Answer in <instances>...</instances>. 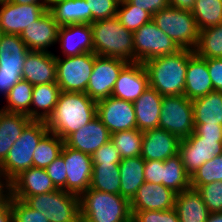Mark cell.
Segmentation results:
<instances>
[{
  "instance_id": "cell-54",
  "label": "cell",
  "mask_w": 222,
  "mask_h": 222,
  "mask_svg": "<svg viewBox=\"0 0 222 222\" xmlns=\"http://www.w3.org/2000/svg\"><path fill=\"white\" fill-rule=\"evenodd\" d=\"M196 0H168L169 6L192 11Z\"/></svg>"
},
{
  "instance_id": "cell-47",
  "label": "cell",
  "mask_w": 222,
  "mask_h": 222,
  "mask_svg": "<svg viewBox=\"0 0 222 222\" xmlns=\"http://www.w3.org/2000/svg\"><path fill=\"white\" fill-rule=\"evenodd\" d=\"M47 174L52 183L57 189L66 191V165L63 156L60 154L49 166L46 168Z\"/></svg>"
},
{
  "instance_id": "cell-43",
  "label": "cell",
  "mask_w": 222,
  "mask_h": 222,
  "mask_svg": "<svg viewBox=\"0 0 222 222\" xmlns=\"http://www.w3.org/2000/svg\"><path fill=\"white\" fill-rule=\"evenodd\" d=\"M197 191L210 213L222 212V181L201 185Z\"/></svg>"
},
{
  "instance_id": "cell-26",
  "label": "cell",
  "mask_w": 222,
  "mask_h": 222,
  "mask_svg": "<svg viewBox=\"0 0 222 222\" xmlns=\"http://www.w3.org/2000/svg\"><path fill=\"white\" fill-rule=\"evenodd\" d=\"M29 51L19 35L3 34L0 40V72L22 73Z\"/></svg>"
},
{
  "instance_id": "cell-25",
  "label": "cell",
  "mask_w": 222,
  "mask_h": 222,
  "mask_svg": "<svg viewBox=\"0 0 222 222\" xmlns=\"http://www.w3.org/2000/svg\"><path fill=\"white\" fill-rule=\"evenodd\" d=\"M163 96L148 87L134 104L137 129L142 132L158 128Z\"/></svg>"
},
{
  "instance_id": "cell-55",
  "label": "cell",
  "mask_w": 222,
  "mask_h": 222,
  "mask_svg": "<svg viewBox=\"0 0 222 222\" xmlns=\"http://www.w3.org/2000/svg\"><path fill=\"white\" fill-rule=\"evenodd\" d=\"M9 2L17 4H36V3H47V0H9Z\"/></svg>"
},
{
  "instance_id": "cell-51",
  "label": "cell",
  "mask_w": 222,
  "mask_h": 222,
  "mask_svg": "<svg viewBox=\"0 0 222 222\" xmlns=\"http://www.w3.org/2000/svg\"><path fill=\"white\" fill-rule=\"evenodd\" d=\"M22 80V73L0 72V97L5 99L9 90Z\"/></svg>"
},
{
  "instance_id": "cell-3",
  "label": "cell",
  "mask_w": 222,
  "mask_h": 222,
  "mask_svg": "<svg viewBox=\"0 0 222 222\" xmlns=\"http://www.w3.org/2000/svg\"><path fill=\"white\" fill-rule=\"evenodd\" d=\"M94 53L134 62L133 32L126 29L115 16L90 23Z\"/></svg>"
},
{
  "instance_id": "cell-13",
  "label": "cell",
  "mask_w": 222,
  "mask_h": 222,
  "mask_svg": "<svg viewBox=\"0 0 222 222\" xmlns=\"http://www.w3.org/2000/svg\"><path fill=\"white\" fill-rule=\"evenodd\" d=\"M60 154L66 165V192L80 197L90 188L93 170L91 155L68 147L65 143Z\"/></svg>"
},
{
  "instance_id": "cell-40",
  "label": "cell",
  "mask_w": 222,
  "mask_h": 222,
  "mask_svg": "<svg viewBox=\"0 0 222 222\" xmlns=\"http://www.w3.org/2000/svg\"><path fill=\"white\" fill-rule=\"evenodd\" d=\"M116 17L126 29L132 32L138 30L153 18L149 12L135 7L128 0L119 1Z\"/></svg>"
},
{
  "instance_id": "cell-6",
  "label": "cell",
  "mask_w": 222,
  "mask_h": 222,
  "mask_svg": "<svg viewBox=\"0 0 222 222\" xmlns=\"http://www.w3.org/2000/svg\"><path fill=\"white\" fill-rule=\"evenodd\" d=\"M152 20L180 49L195 50L199 29L191 11L168 6L154 14Z\"/></svg>"
},
{
  "instance_id": "cell-23",
  "label": "cell",
  "mask_w": 222,
  "mask_h": 222,
  "mask_svg": "<svg viewBox=\"0 0 222 222\" xmlns=\"http://www.w3.org/2000/svg\"><path fill=\"white\" fill-rule=\"evenodd\" d=\"M56 57L53 53L29 51L26 55L22 79L33 86L56 83Z\"/></svg>"
},
{
  "instance_id": "cell-59",
  "label": "cell",
  "mask_w": 222,
  "mask_h": 222,
  "mask_svg": "<svg viewBox=\"0 0 222 222\" xmlns=\"http://www.w3.org/2000/svg\"><path fill=\"white\" fill-rule=\"evenodd\" d=\"M3 31H2V28L0 27V40H1V37L3 36Z\"/></svg>"
},
{
  "instance_id": "cell-49",
  "label": "cell",
  "mask_w": 222,
  "mask_h": 222,
  "mask_svg": "<svg viewBox=\"0 0 222 222\" xmlns=\"http://www.w3.org/2000/svg\"><path fill=\"white\" fill-rule=\"evenodd\" d=\"M207 68L213 90L222 92V58L207 59Z\"/></svg>"
},
{
  "instance_id": "cell-27",
  "label": "cell",
  "mask_w": 222,
  "mask_h": 222,
  "mask_svg": "<svg viewBox=\"0 0 222 222\" xmlns=\"http://www.w3.org/2000/svg\"><path fill=\"white\" fill-rule=\"evenodd\" d=\"M31 121L25 114L8 112L0 108V164Z\"/></svg>"
},
{
  "instance_id": "cell-42",
  "label": "cell",
  "mask_w": 222,
  "mask_h": 222,
  "mask_svg": "<svg viewBox=\"0 0 222 222\" xmlns=\"http://www.w3.org/2000/svg\"><path fill=\"white\" fill-rule=\"evenodd\" d=\"M120 0H86L88 7V24L116 16Z\"/></svg>"
},
{
  "instance_id": "cell-11",
  "label": "cell",
  "mask_w": 222,
  "mask_h": 222,
  "mask_svg": "<svg viewBox=\"0 0 222 222\" xmlns=\"http://www.w3.org/2000/svg\"><path fill=\"white\" fill-rule=\"evenodd\" d=\"M128 63L120 58L103 57L95 54L94 67L86 94L96 102L111 96L121 70Z\"/></svg>"
},
{
  "instance_id": "cell-46",
  "label": "cell",
  "mask_w": 222,
  "mask_h": 222,
  "mask_svg": "<svg viewBox=\"0 0 222 222\" xmlns=\"http://www.w3.org/2000/svg\"><path fill=\"white\" fill-rule=\"evenodd\" d=\"M91 159L93 164H119L121 155L110 140L96 150Z\"/></svg>"
},
{
  "instance_id": "cell-50",
  "label": "cell",
  "mask_w": 222,
  "mask_h": 222,
  "mask_svg": "<svg viewBox=\"0 0 222 222\" xmlns=\"http://www.w3.org/2000/svg\"><path fill=\"white\" fill-rule=\"evenodd\" d=\"M132 5L144 11L149 12L152 16L160 10L169 6L168 0H128Z\"/></svg>"
},
{
  "instance_id": "cell-41",
  "label": "cell",
  "mask_w": 222,
  "mask_h": 222,
  "mask_svg": "<svg viewBox=\"0 0 222 222\" xmlns=\"http://www.w3.org/2000/svg\"><path fill=\"white\" fill-rule=\"evenodd\" d=\"M214 181H222V154L205 162L191 176V188L197 190L201 185H206Z\"/></svg>"
},
{
  "instance_id": "cell-48",
  "label": "cell",
  "mask_w": 222,
  "mask_h": 222,
  "mask_svg": "<svg viewBox=\"0 0 222 222\" xmlns=\"http://www.w3.org/2000/svg\"><path fill=\"white\" fill-rule=\"evenodd\" d=\"M162 168H163V161L161 160L145 161V168H144L145 182L162 184Z\"/></svg>"
},
{
  "instance_id": "cell-34",
  "label": "cell",
  "mask_w": 222,
  "mask_h": 222,
  "mask_svg": "<svg viewBox=\"0 0 222 222\" xmlns=\"http://www.w3.org/2000/svg\"><path fill=\"white\" fill-rule=\"evenodd\" d=\"M33 85L26 80L18 81L8 92L2 110L27 115L31 119Z\"/></svg>"
},
{
  "instance_id": "cell-1",
  "label": "cell",
  "mask_w": 222,
  "mask_h": 222,
  "mask_svg": "<svg viewBox=\"0 0 222 222\" xmlns=\"http://www.w3.org/2000/svg\"><path fill=\"white\" fill-rule=\"evenodd\" d=\"M96 116L97 102L86 93L61 91L55 109L45 123L50 132L65 140Z\"/></svg>"
},
{
  "instance_id": "cell-52",
  "label": "cell",
  "mask_w": 222,
  "mask_h": 222,
  "mask_svg": "<svg viewBox=\"0 0 222 222\" xmlns=\"http://www.w3.org/2000/svg\"><path fill=\"white\" fill-rule=\"evenodd\" d=\"M194 133L201 138L222 139V125H194Z\"/></svg>"
},
{
  "instance_id": "cell-45",
  "label": "cell",
  "mask_w": 222,
  "mask_h": 222,
  "mask_svg": "<svg viewBox=\"0 0 222 222\" xmlns=\"http://www.w3.org/2000/svg\"><path fill=\"white\" fill-rule=\"evenodd\" d=\"M133 222H180L175 208L170 210L131 211Z\"/></svg>"
},
{
  "instance_id": "cell-58",
  "label": "cell",
  "mask_w": 222,
  "mask_h": 222,
  "mask_svg": "<svg viewBox=\"0 0 222 222\" xmlns=\"http://www.w3.org/2000/svg\"><path fill=\"white\" fill-rule=\"evenodd\" d=\"M60 1V0H47V7L49 8L53 3Z\"/></svg>"
},
{
  "instance_id": "cell-33",
  "label": "cell",
  "mask_w": 222,
  "mask_h": 222,
  "mask_svg": "<svg viewBox=\"0 0 222 222\" xmlns=\"http://www.w3.org/2000/svg\"><path fill=\"white\" fill-rule=\"evenodd\" d=\"M162 185L177 194L191 188V177L187 174L179 154L163 161Z\"/></svg>"
},
{
  "instance_id": "cell-60",
  "label": "cell",
  "mask_w": 222,
  "mask_h": 222,
  "mask_svg": "<svg viewBox=\"0 0 222 222\" xmlns=\"http://www.w3.org/2000/svg\"><path fill=\"white\" fill-rule=\"evenodd\" d=\"M9 0H0V4H3L5 2H8Z\"/></svg>"
},
{
  "instance_id": "cell-39",
  "label": "cell",
  "mask_w": 222,
  "mask_h": 222,
  "mask_svg": "<svg viewBox=\"0 0 222 222\" xmlns=\"http://www.w3.org/2000/svg\"><path fill=\"white\" fill-rule=\"evenodd\" d=\"M143 132L130 129L111 134V142L119 151L121 159L141 156Z\"/></svg>"
},
{
  "instance_id": "cell-38",
  "label": "cell",
  "mask_w": 222,
  "mask_h": 222,
  "mask_svg": "<svg viewBox=\"0 0 222 222\" xmlns=\"http://www.w3.org/2000/svg\"><path fill=\"white\" fill-rule=\"evenodd\" d=\"M191 12L199 31L222 23L221 0H196Z\"/></svg>"
},
{
  "instance_id": "cell-18",
  "label": "cell",
  "mask_w": 222,
  "mask_h": 222,
  "mask_svg": "<svg viewBox=\"0 0 222 222\" xmlns=\"http://www.w3.org/2000/svg\"><path fill=\"white\" fill-rule=\"evenodd\" d=\"M7 186L11 197L23 201L29 196L50 193L57 189L46 169L36 167L22 171Z\"/></svg>"
},
{
  "instance_id": "cell-8",
  "label": "cell",
  "mask_w": 222,
  "mask_h": 222,
  "mask_svg": "<svg viewBox=\"0 0 222 222\" xmlns=\"http://www.w3.org/2000/svg\"><path fill=\"white\" fill-rule=\"evenodd\" d=\"M95 53L56 57V83L63 92L86 93Z\"/></svg>"
},
{
  "instance_id": "cell-35",
  "label": "cell",
  "mask_w": 222,
  "mask_h": 222,
  "mask_svg": "<svg viewBox=\"0 0 222 222\" xmlns=\"http://www.w3.org/2000/svg\"><path fill=\"white\" fill-rule=\"evenodd\" d=\"M119 164H93L90 188L120 195Z\"/></svg>"
},
{
  "instance_id": "cell-57",
  "label": "cell",
  "mask_w": 222,
  "mask_h": 222,
  "mask_svg": "<svg viewBox=\"0 0 222 222\" xmlns=\"http://www.w3.org/2000/svg\"><path fill=\"white\" fill-rule=\"evenodd\" d=\"M8 190L7 184L3 181L0 176V197Z\"/></svg>"
},
{
  "instance_id": "cell-56",
  "label": "cell",
  "mask_w": 222,
  "mask_h": 222,
  "mask_svg": "<svg viewBox=\"0 0 222 222\" xmlns=\"http://www.w3.org/2000/svg\"><path fill=\"white\" fill-rule=\"evenodd\" d=\"M207 222H222V212L210 213Z\"/></svg>"
},
{
  "instance_id": "cell-29",
  "label": "cell",
  "mask_w": 222,
  "mask_h": 222,
  "mask_svg": "<svg viewBox=\"0 0 222 222\" xmlns=\"http://www.w3.org/2000/svg\"><path fill=\"white\" fill-rule=\"evenodd\" d=\"M145 160L141 156L121 159L120 172V195L129 201L136 195L138 188L145 182Z\"/></svg>"
},
{
  "instance_id": "cell-22",
  "label": "cell",
  "mask_w": 222,
  "mask_h": 222,
  "mask_svg": "<svg viewBox=\"0 0 222 222\" xmlns=\"http://www.w3.org/2000/svg\"><path fill=\"white\" fill-rule=\"evenodd\" d=\"M111 133L96 116L85 126L70 134L64 143L73 149L92 155L102 145L110 141Z\"/></svg>"
},
{
  "instance_id": "cell-9",
  "label": "cell",
  "mask_w": 222,
  "mask_h": 222,
  "mask_svg": "<svg viewBox=\"0 0 222 222\" xmlns=\"http://www.w3.org/2000/svg\"><path fill=\"white\" fill-rule=\"evenodd\" d=\"M158 128L180 140L191 136L194 133L192 100L184 95L163 96Z\"/></svg>"
},
{
  "instance_id": "cell-5",
  "label": "cell",
  "mask_w": 222,
  "mask_h": 222,
  "mask_svg": "<svg viewBox=\"0 0 222 222\" xmlns=\"http://www.w3.org/2000/svg\"><path fill=\"white\" fill-rule=\"evenodd\" d=\"M49 130L45 121L32 120L0 164V176L8 185L22 171L33 167V155L41 138Z\"/></svg>"
},
{
  "instance_id": "cell-2",
  "label": "cell",
  "mask_w": 222,
  "mask_h": 222,
  "mask_svg": "<svg viewBox=\"0 0 222 222\" xmlns=\"http://www.w3.org/2000/svg\"><path fill=\"white\" fill-rule=\"evenodd\" d=\"M188 61L189 49L145 61L149 86L162 96L184 95Z\"/></svg>"
},
{
  "instance_id": "cell-28",
  "label": "cell",
  "mask_w": 222,
  "mask_h": 222,
  "mask_svg": "<svg viewBox=\"0 0 222 222\" xmlns=\"http://www.w3.org/2000/svg\"><path fill=\"white\" fill-rule=\"evenodd\" d=\"M174 208L180 222H207L210 215L201 194L193 188L176 195Z\"/></svg>"
},
{
  "instance_id": "cell-14",
  "label": "cell",
  "mask_w": 222,
  "mask_h": 222,
  "mask_svg": "<svg viewBox=\"0 0 222 222\" xmlns=\"http://www.w3.org/2000/svg\"><path fill=\"white\" fill-rule=\"evenodd\" d=\"M97 117L111 134L137 128L133 102L113 96L97 101Z\"/></svg>"
},
{
  "instance_id": "cell-19",
  "label": "cell",
  "mask_w": 222,
  "mask_h": 222,
  "mask_svg": "<svg viewBox=\"0 0 222 222\" xmlns=\"http://www.w3.org/2000/svg\"><path fill=\"white\" fill-rule=\"evenodd\" d=\"M149 87L143 63L129 62L120 72L111 96L134 102Z\"/></svg>"
},
{
  "instance_id": "cell-17",
  "label": "cell",
  "mask_w": 222,
  "mask_h": 222,
  "mask_svg": "<svg viewBox=\"0 0 222 222\" xmlns=\"http://www.w3.org/2000/svg\"><path fill=\"white\" fill-rule=\"evenodd\" d=\"M59 46V47H58ZM58 52L55 57H71L94 52L90 24H69L60 26L58 31Z\"/></svg>"
},
{
  "instance_id": "cell-37",
  "label": "cell",
  "mask_w": 222,
  "mask_h": 222,
  "mask_svg": "<svg viewBox=\"0 0 222 222\" xmlns=\"http://www.w3.org/2000/svg\"><path fill=\"white\" fill-rule=\"evenodd\" d=\"M63 145L64 140L48 131L34 151L33 167L45 169L60 155Z\"/></svg>"
},
{
  "instance_id": "cell-16",
  "label": "cell",
  "mask_w": 222,
  "mask_h": 222,
  "mask_svg": "<svg viewBox=\"0 0 222 222\" xmlns=\"http://www.w3.org/2000/svg\"><path fill=\"white\" fill-rule=\"evenodd\" d=\"M59 28L52 13L47 10L19 36L30 51L53 53L52 48L57 45Z\"/></svg>"
},
{
  "instance_id": "cell-36",
  "label": "cell",
  "mask_w": 222,
  "mask_h": 222,
  "mask_svg": "<svg viewBox=\"0 0 222 222\" xmlns=\"http://www.w3.org/2000/svg\"><path fill=\"white\" fill-rule=\"evenodd\" d=\"M194 52L202 58H222V23L199 31Z\"/></svg>"
},
{
  "instance_id": "cell-44",
  "label": "cell",
  "mask_w": 222,
  "mask_h": 222,
  "mask_svg": "<svg viewBox=\"0 0 222 222\" xmlns=\"http://www.w3.org/2000/svg\"><path fill=\"white\" fill-rule=\"evenodd\" d=\"M13 222H49L45 214L29 207L23 200L11 197Z\"/></svg>"
},
{
  "instance_id": "cell-21",
  "label": "cell",
  "mask_w": 222,
  "mask_h": 222,
  "mask_svg": "<svg viewBox=\"0 0 222 222\" xmlns=\"http://www.w3.org/2000/svg\"><path fill=\"white\" fill-rule=\"evenodd\" d=\"M180 139L160 128L143 132L141 157L145 161L161 160L173 157L179 152Z\"/></svg>"
},
{
  "instance_id": "cell-32",
  "label": "cell",
  "mask_w": 222,
  "mask_h": 222,
  "mask_svg": "<svg viewBox=\"0 0 222 222\" xmlns=\"http://www.w3.org/2000/svg\"><path fill=\"white\" fill-rule=\"evenodd\" d=\"M48 10L59 26L69 24H88V7L86 0H60L53 3Z\"/></svg>"
},
{
  "instance_id": "cell-15",
  "label": "cell",
  "mask_w": 222,
  "mask_h": 222,
  "mask_svg": "<svg viewBox=\"0 0 222 222\" xmlns=\"http://www.w3.org/2000/svg\"><path fill=\"white\" fill-rule=\"evenodd\" d=\"M48 10L47 3L0 4V27L4 34L20 35L27 26L41 18Z\"/></svg>"
},
{
  "instance_id": "cell-24",
  "label": "cell",
  "mask_w": 222,
  "mask_h": 222,
  "mask_svg": "<svg viewBox=\"0 0 222 222\" xmlns=\"http://www.w3.org/2000/svg\"><path fill=\"white\" fill-rule=\"evenodd\" d=\"M212 91L214 90L207 68V58H202L189 49L184 96L194 100Z\"/></svg>"
},
{
  "instance_id": "cell-12",
  "label": "cell",
  "mask_w": 222,
  "mask_h": 222,
  "mask_svg": "<svg viewBox=\"0 0 222 222\" xmlns=\"http://www.w3.org/2000/svg\"><path fill=\"white\" fill-rule=\"evenodd\" d=\"M178 154L191 177L205 162L222 154V139L201 138L193 133L180 140Z\"/></svg>"
},
{
  "instance_id": "cell-53",
  "label": "cell",
  "mask_w": 222,
  "mask_h": 222,
  "mask_svg": "<svg viewBox=\"0 0 222 222\" xmlns=\"http://www.w3.org/2000/svg\"><path fill=\"white\" fill-rule=\"evenodd\" d=\"M0 222H13L11 196L8 190L0 197Z\"/></svg>"
},
{
  "instance_id": "cell-31",
  "label": "cell",
  "mask_w": 222,
  "mask_h": 222,
  "mask_svg": "<svg viewBox=\"0 0 222 222\" xmlns=\"http://www.w3.org/2000/svg\"><path fill=\"white\" fill-rule=\"evenodd\" d=\"M194 125H222V92L212 91L192 100Z\"/></svg>"
},
{
  "instance_id": "cell-7",
  "label": "cell",
  "mask_w": 222,
  "mask_h": 222,
  "mask_svg": "<svg viewBox=\"0 0 222 222\" xmlns=\"http://www.w3.org/2000/svg\"><path fill=\"white\" fill-rule=\"evenodd\" d=\"M24 202L44 213L49 222H76L80 218V197L63 189L29 196Z\"/></svg>"
},
{
  "instance_id": "cell-30",
  "label": "cell",
  "mask_w": 222,
  "mask_h": 222,
  "mask_svg": "<svg viewBox=\"0 0 222 222\" xmlns=\"http://www.w3.org/2000/svg\"><path fill=\"white\" fill-rule=\"evenodd\" d=\"M60 93L57 83L35 85L32 91L31 120L46 121L54 111Z\"/></svg>"
},
{
  "instance_id": "cell-20",
  "label": "cell",
  "mask_w": 222,
  "mask_h": 222,
  "mask_svg": "<svg viewBox=\"0 0 222 222\" xmlns=\"http://www.w3.org/2000/svg\"><path fill=\"white\" fill-rule=\"evenodd\" d=\"M176 195L177 193L162 184L144 182L130 201V209L131 211L170 210L175 206Z\"/></svg>"
},
{
  "instance_id": "cell-10",
  "label": "cell",
  "mask_w": 222,
  "mask_h": 222,
  "mask_svg": "<svg viewBox=\"0 0 222 222\" xmlns=\"http://www.w3.org/2000/svg\"><path fill=\"white\" fill-rule=\"evenodd\" d=\"M134 62L144 63L149 59L176 53L180 48L161 31L153 20L133 32Z\"/></svg>"
},
{
  "instance_id": "cell-4",
  "label": "cell",
  "mask_w": 222,
  "mask_h": 222,
  "mask_svg": "<svg viewBox=\"0 0 222 222\" xmlns=\"http://www.w3.org/2000/svg\"><path fill=\"white\" fill-rule=\"evenodd\" d=\"M130 201L119 195L89 188L80 196V218L84 222H127Z\"/></svg>"
},
{
  "instance_id": "cell-61",
  "label": "cell",
  "mask_w": 222,
  "mask_h": 222,
  "mask_svg": "<svg viewBox=\"0 0 222 222\" xmlns=\"http://www.w3.org/2000/svg\"><path fill=\"white\" fill-rule=\"evenodd\" d=\"M76 222H84L81 218H79Z\"/></svg>"
}]
</instances>
